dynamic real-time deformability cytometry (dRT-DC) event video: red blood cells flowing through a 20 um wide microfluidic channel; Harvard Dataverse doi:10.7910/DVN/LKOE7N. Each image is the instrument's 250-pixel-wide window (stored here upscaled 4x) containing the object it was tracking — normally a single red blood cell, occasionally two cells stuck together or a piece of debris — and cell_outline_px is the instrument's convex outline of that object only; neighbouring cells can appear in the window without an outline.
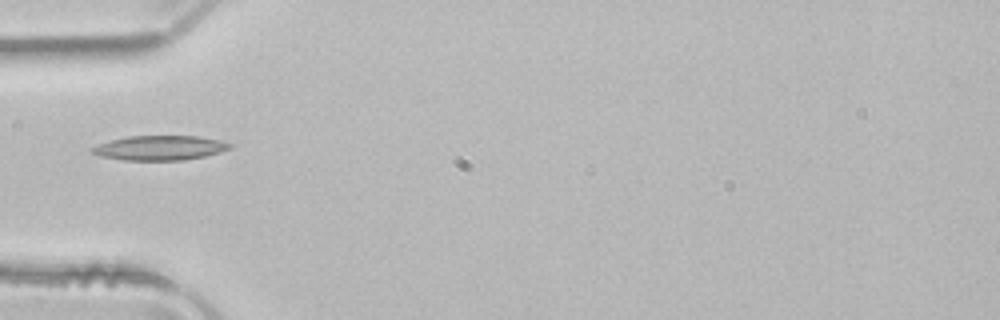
{"species": "common noctule bat (a hibernating species)", "species_latin": "Nyctalus noctula", "temperature_condition": "room temperature", "stored_images_in_passage": 21, "camera_frame_rate_fps": 3000, "um_per_image_px": 0.085, "animal": {"sex": "male", "body_mass_g": 21.5, "forearm_length_mm": 52.0}, "frame": {"image": 1, "passage_image": 1, "time_ms": 0.0, "image_size_px": [1000, 320], "cell_outline_px": [[236, 144], [232, 148], [220, 152], [204, 156], [184, 160], [124, 160], [100, 156], [92, 152], [88, 148], [108, 140], [128, 136], [200, 136], [220, 140]], "centroid_in_image_um": [13.6, 12.56], "position_along_channel_um": 71.4, "area_um2": 20.0}}
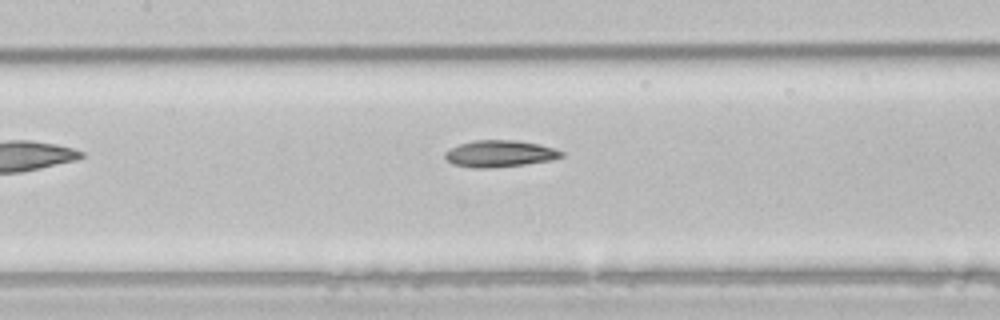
{"frame": {"image": 2, "passage_image": 8, "time_ms": 2.333, "image_size_px": [1000, 320], "cell_outline_px": [[564, 156], [552, 160], [524, 164], [488, 168], [472, 168], [452, 164], [444, 156], [444, 152], [460, 144], [472, 140], [516, 140], [540, 144], [564, 152]], "centroid_in_image_um": [42.47, 13.06], "position_along_channel_um": 164.9, "area_um2": 18.09}}
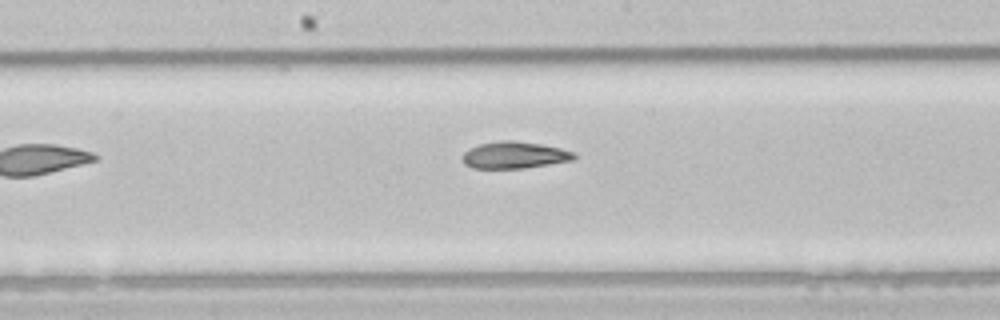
{"frame": {"image": 3, "passage_image": 11, "time_ms": 3.333, "image_size_px": [1000, 320], "cell_outline_px": [[576, 160], [524, 168], [472, 168], [464, 164], [460, 156], [468, 148], [480, 144], [500, 140], [512, 140], [540, 144], [560, 148], [576, 152]], "centroid_in_image_um": [43.72, 13.18], "position_along_channel_um": 204.5, "area_um2": 17.69}}